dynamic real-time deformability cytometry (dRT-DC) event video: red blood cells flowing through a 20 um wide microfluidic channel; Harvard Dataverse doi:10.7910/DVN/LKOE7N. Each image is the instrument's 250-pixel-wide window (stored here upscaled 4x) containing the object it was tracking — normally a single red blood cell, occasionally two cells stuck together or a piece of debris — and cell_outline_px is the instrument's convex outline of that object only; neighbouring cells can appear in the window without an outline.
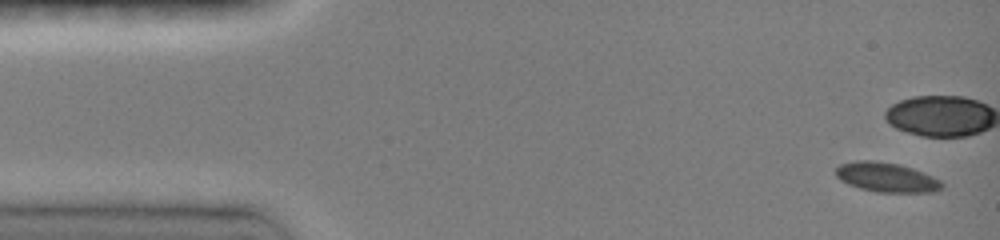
{"species": "common noctule bat (a hibernating species)", "species_latin": "Nyctalus noctula", "temperature_condition": "room temperature", "stored_images_in_passage": 14, "camera_frame_rate_fps": 3000, "um_per_image_px": 0.085, "animal": {"sex": "female", "body_mass_g": 19.0, "forearm_length_mm": 51.5}, "frame": {"image": 1, "passage_image": 1, "time_ms": 0.0, "image_size_px": [1000, 240], "cell_outline_px": [[944, 184], [940, 188], [932, 192], [876, 192], [860, 188], [848, 184], [840, 180], [836, 176], [836, 168], [840, 164], [856, 160], [872, 160], [900, 164], [912, 168], [932, 176], [940, 180]], "centroid_in_image_um": [75.32, 15.06], "position_along_channel_um": 9.7, "area_um2": 18.21}}